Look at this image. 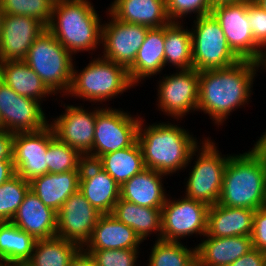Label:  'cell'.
<instances>
[{
  "instance_id": "obj_41",
  "label": "cell",
  "mask_w": 266,
  "mask_h": 266,
  "mask_svg": "<svg viewBox=\"0 0 266 266\" xmlns=\"http://www.w3.org/2000/svg\"><path fill=\"white\" fill-rule=\"evenodd\" d=\"M251 240L253 248L266 253V206L255 210Z\"/></svg>"
},
{
  "instance_id": "obj_3",
  "label": "cell",
  "mask_w": 266,
  "mask_h": 266,
  "mask_svg": "<svg viewBox=\"0 0 266 266\" xmlns=\"http://www.w3.org/2000/svg\"><path fill=\"white\" fill-rule=\"evenodd\" d=\"M218 204L252 210L266 206V161L253 148L229 156Z\"/></svg>"
},
{
  "instance_id": "obj_42",
  "label": "cell",
  "mask_w": 266,
  "mask_h": 266,
  "mask_svg": "<svg viewBox=\"0 0 266 266\" xmlns=\"http://www.w3.org/2000/svg\"><path fill=\"white\" fill-rule=\"evenodd\" d=\"M229 266H264V253L253 248Z\"/></svg>"
},
{
  "instance_id": "obj_1",
  "label": "cell",
  "mask_w": 266,
  "mask_h": 266,
  "mask_svg": "<svg viewBox=\"0 0 266 266\" xmlns=\"http://www.w3.org/2000/svg\"><path fill=\"white\" fill-rule=\"evenodd\" d=\"M260 66L253 60H240L227 68L199 71L197 109L208 113L218 126L222 125L232 111L249 102L253 79Z\"/></svg>"
},
{
  "instance_id": "obj_24",
  "label": "cell",
  "mask_w": 266,
  "mask_h": 266,
  "mask_svg": "<svg viewBox=\"0 0 266 266\" xmlns=\"http://www.w3.org/2000/svg\"><path fill=\"white\" fill-rule=\"evenodd\" d=\"M108 10L119 21L150 28L163 27L171 22L165 0H114Z\"/></svg>"
},
{
  "instance_id": "obj_50",
  "label": "cell",
  "mask_w": 266,
  "mask_h": 266,
  "mask_svg": "<svg viewBox=\"0 0 266 266\" xmlns=\"http://www.w3.org/2000/svg\"><path fill=\"white\" fill-rule=\"evenodd\" d=\"M4 128H3V120H2V116L0 114V132L3 131Z\"/></svg>"
},
{
  "instance_id": "obj_53",
  "label": "cell",
  "mask_w": 266,
  "mask_h": 266,
  "mask_svg": "<svg viewBox=\"0 0 266 266\" xmlns=\"http://www.w3.org/2000/svg\"><path fill=\"white\" fill-rule=\"evenodd\" d=\"M264 266H266V253H264Z\"/></svg>"
},
{
  "instance_id": "obj_8",
  "label": "cell",
  "mask_w": 266,
  "mask_h": 266,
  "mask_svg": "<svg viewBox=\"0 0 266 266\" xmlns=\"http://www.w3.org/2000/svg\"><path fill=\"white\" fill-rule=\"evenodd\" d=\"M200 151L189 173L184 197L213 206L220 198L223 174L229 156L223 157L209 138L202 141Z\"/></svg>"
},
{
  "instance_id": "obj_37",
  "label": "cell",
  "mask_w": 266,
  "mask_h": 266,
  "mask_svg": "<svg viewBox=\"0 0 266 266\" xmlns=\"http://www.w3.org/2000/svg\"><path fill=\"white\" fill-rule=\"evenodd\" d=\"M55 0H0L4 14L33 17L48 26Z\"/></svg>"
},
{
  "instance_id": "obj_51",
  "label": "cell",
  "mask_w": 266,
  "mask_h": 266,
  "mask_svg": "<svg viewBox=\"0 0 266 266\" xmlns=\"http://www.w3.org/2000/svg\"><path fill=\"white\" fill-rule=\"evenodd\" d=\"M0 266H15V265L8 264V263H5V262H0Z\"/></svg>"
},
{
  "instance_id": "obj_35",
  "label": "cell",
  "mask_w": 266,
  "mask_h": 266,
  "mask_svg": "<svg viewBox=\"0 0 266 266\" xmlns=\"http://www.w3.org/2000/svg\"><path fill=\"white\" fill-rule=\"evenodd\" d=\"M48 173L81 170L85 157L76 149L54 137L47 148Z\"/></svg>"
},
{
  "instance_id": "obj_5",
  "label": "cell",
  "mask_w": 266,
  "mask_h": 266,
  "mask_svg": "<svg viewBox=\"0 0 266 266\" xmlns=\"http://www.w3.org/2000/svg\"><path fill=\"white\" fill-rule=\"evenodd\" d=\"M73 67L68 95L84 98L90 102H104L115 98L134 85L128 69L102 57L94 58L78 73Z\"/></svg>"
},
{
  "instance_id": "obj_20",
  "label": "cell",
  "mask_w": 266,
  "mask_h": 266,
  "mask_svg": "<svg viewBox=\"0 0 266 266\" xmlns=\"http://www.w3.org/2000/svg\"><path fill=\"white\" fill-rule=\"evenodd\" d=\"M11 222L36 240L56 236L57 212L43 204L30 189Z\"/></svg>"
},
{
  "instance_id": "obj_43",
  "label": "cell",
  "mask_w": 266,
  "mask_h": 266,
  "mask_svg": "<svg viewBox=\"0 0 266 266\" xmlns=\"http://www.w3.org/2000/svg\"><path fill=\"white\" fill-rule=\"evenodd\" d=\"M13 136L8 131L0 132V160H13Z\"/></svg>"
},
{
  "instance_id": "obj_23",
  "label": "cell",
  "mask_w": 266,
  "mask_h": 266,
  "mask_svg": "<svg viewBox=\"0 0 266 266\" xmlns=\"http://www.w3.org/2000/svg\"><path fill=\"white\" fill-rule=\"evenodd\" d=\"M164 176L145 168L120 186V198L142 207L162 208L167 200L162 183Z\"/></svg>"
},
{
  "instance_id": "obj_38",
  "label": "cell",
  "mask_w": 266,
  "mask_h": 266,
  "mask_svg": "<svg viewBox=\"0 0 266 266\" xmlns=\"http://www.w3.org/2000/svg\"><path fill=\"white\" fill-rule=\"evenodd\" d=\"M97 266H136L138 248L131 249H85Z\"/></svg>"
},
{
  "instance_id": "obj_39",
  "label": "cell",
  "mask_w": 266,
  "mask_h": 266,
  "mask_svg": "<svg viewBox=\"0 0 266 266\" xmlns=\"http://www.w3.org/2000/svg\"><path fill=\"white\" fill-rule=\"evenodd\" d=\"M168 18L171 22H178L188 14H197L195 17L211 14V0H165ZM179 19V20H178Z\"/></svg>"
},
{
  "instance_id": "obj_25",
  "label": "cell",
  "mask_w": 266,
  "mask_h": 266,
  "mask_svg": "<svg viewBox=\"0 0 266 266\" xmlns=\"http://www.w3.org/2000/svg\"><path fill=\"white\" fill-rule=\"evenodd\" d=\"M81 170L47 173L29 182L33 191L47 207L58 212L63 203L79 190Z\"/></svg>"
},
{
  "instance_id": "obj_48",
  "label": "cell",
  "mask_w": 266,
  "mask_h": 266,
  "mask_svg": "<svg viewBox=\"0 0 266 266\" xmlns=\"http://www.w3.org/2000/svg\"><path fill=\"white\" fill-rule=\"evenodd\" d=\"M266 12V0H254Z\"/></svg>"
},
{
  "instance_id": "obj_29",
  "label": "cell",
  "mask_w": 266,
  "mask_h": 266,
  "mask_svg": "<svg viewBox=\"0 0 266 266\" xmlns=\"http://www.w3.org/2000/svg\"><path fill=\"white\" fill-rule=\"evenodd\" d=\"M0 80L17 94L40 102L53 94L24 60L0 62Z\"/></svg>"
},
{
  "instance_id": "obj_40",
  "label": "cell",
  "mask_w": 266,
  "mask_h": 266,
  "mask_svg": "<svg viewBox=\"0 0 266 266\" xmlns=\"http://www.w3.org/2000/svg\"><path fill=\"white\" fill-rule=\"evenodd\" d=\"M247 16L254 41L266 52V12L254 0H247Z\"/></svg>"
},
{
  "instance_id": "obj_16",
  "label": "cell",
  "mask_w": 266,
  "mask_h": 266,
  "mask_svg": "<svg viewBox=\"0 0 266 266\" xmlns=\"http://www.w3.org/2000/svg\"><path fill=\"white\" fill-rule=\"evenodd\" d=\"M101 215L102 213L93 207L78 190L57 212L56 236L83 248Z\"/></svg>"
},
{
  "instance_id": "obj_9",
  "label": "cell",
  "mask_w": 266,
  "mask_h": 266,
  "mask_svg": "<svg viewBox=\"0 0 266 266\" xmlns=\"http://www.w3.org/2000/svg\"><path fill=\"white\" fill-rule=\"evenodd\" d=\"M141 118L113 109H97L92 150L86 160L95 162L100 156L132 146L137 141Z\"/></svg>"
},
{
  "instance_id": "obj_13",
  "label": "cell",
  "mask_w": 266,
  "mask_h": 266,
  "mask_svg": "<svg viewBox=\"0 0 266 266\" xmlns=\"http://www.w3.org/2000/svg\"><path fill=\"white\" fill-rule=\"evenodd\" d=\"M55 137L50 125L35 132H19L13 136V166L17 175L30 182L48 173L47 148Z\"/></svg>"
},
{
  "instance_id": "obj_12",
  "label": "cell",
  "mask_w": 266,
  "mask_h": 266,
  "mask_svg": "<svg viewBox=\"0 0 266 266\" xmlns=\"http://www.w3.org/2000/svg\"><path fill=\"white\" fill-rule=\"evenodd\" d=\"M158 107L167 116L179 118L197 111L199 99V71L194 68L180 70L159 81Z\"/></svg>"
},
{
  "instance_id": "obj_28",
  "label": "cell",
  "mask_w": 266,
  "mask_h": 266,
  "mask_svg": "<svg viewBox=\"0 0 266 266\" xmlns=\"http://www.w3.org/2000/svg\"><path fill=\"white\" fill-rule=\"evenodd\" d=\"M111 215L132 228L142 242L152 232L157 233V231L159 232L157 238L161 240V208L142 207L119 198Z\"/></svg>"
},
{
  "instance_id": "obj_11",
  "label": "cell",
  "mask_w": 266,
  "mask_h": 266,
  "mask_svg": "<svg viewBox=\"0 0 266 266\" xmlns=\"http://www.w3.org/2000/svg\"><path fill=\"white\" fill-rule=\"evenodd\" d=\"M209 206L189 198L170 200L161 208V240L179 242L192 234L205 235Z\"/></svg>"
},
{
  "instance_id": "obj_15",
  "label": "cell",
  "mask_w": 266,
  "mask_h": 266,
  "mask_svg": "<svg viewBox=\"0 0 266 266\" xmlns=\"http://www.w3.org/2000/svg\"><path fill=\"white\" fill-rule=\"evenodd\" d=\"M108 15L112 19L102 25V58L128 69L134 63L150 27L119 21L110 13Z\"/></svg>"
},
{
  "instance_id": "obj_30",
  "label": "cell",
  "mask_w": 266,
  "mask_h": 266,
  "mask_svg": "<svg viewBox=\"0 0 266 266\" xmlns=\"http://www.w3.org/2000/svg\"><path fill=\"white\" fill-rule=\"evenodd\" d=\"M95 163L105 170L119 186L146 168L137 141L130 147L100 156Z\"/></svg>"
},
{
  "instance_id": "obj_19",
  "label": "cell",
  "mask_w": 266,
  "mask_h": 266,
  "mask_svg": "<svg viewBox=\"0 0 266 266\" xmlns=\"http://www.w3.org/2000/svg\"><path fill=\"white\" fill-rule=\"evenodd\" d=\"M79 191L102 214H111L120 198L119 184L99 165L85 160L81 167Z\"/></svg>"
},
{
  "instance_id": "obj_34",
  "label": "cell",
  "mask_w": 266,
  "mask_h": 266,
  "mask_svg": "<svg viewBox=\"0 0 266 266\" xmlns=\"http://www.w3.org/2000/svg\"><path fill=\"white\" fill-rule=\"evenodd\" d=\"M196 262V246L191 250L182 245V242L157 239L147 266H193Z\"/></svg>"
},
{
  "instance_id": "obj_46",
  "label": "cell",
  "mask_w": 266,
  "mask_h": 266,
  "mask_svg": "<svg viewBox=\"0 0 266 266\" xmlns=\"http://www.w3.org/2000/svg\"><path fill=\"white\" fill-rule=\"evenodd\" d=\"M253 149L266 161V132L254 144Z\"/></svg>"
},
{
  "instance_id": "obj_44",
  "label": "cell",
  "mask_w": 266,
  "mask_h": 266,
  "mask_svg": "<svg viewBox=\"0 0 266 266\" xmlns=\"http://www.w3.org/2000/svg\"><path fill=\"white\" fill-rule=\"evenodd\" d=\"M16 174L13 160H0V185Z\"/></svg>"
},
{
  "instance_id": "obj_54",
  "label": "cell",
  "mask_w": 266,
  "mask_h": 266,
  "mask_svg": "<svg viewBox=\"0 0 266 266\" xmlns=\"http://www.w3.org/2000/svg\"><path fill=\"white\" fill-rule=\"evenodd\" d=\"M193 266H200L197 262Z\"/></svg>"
},
{
  "instance_id": "obj_7",
  "label": "cell",
  "mask_w": 266,
  "mask_h": 266,
  "mask_svg": "<svg viewBox=\"0 0 266 266\" xmlns=\"http://www.w3.org/2000/svg\"><path fill=\"white\" fill-rule=\"evenodd\" d=\"M195 20L191 30L195 70L227 68L241 60L229 47L219 22L212 14Z\"/></svg>"
},
{
  "instance_id": "obj_31",
  "label": "cell",
  "mask_w": 266,
  "mask_h": 266,
  "mask_svg": "<svg viewBox=\"0 0 266 266\" xmlns=\"http://www.w3.org/2000/svg\"><path fill=\"white\" fill-rule=\"evenodd\" d=\"M36 239L10 222L0 223V262L24 265L34 250Z\"/></svg>"
},
{
  "instance_id": "obj_36",
  "label": "cell",
  "mask_w": 266,
  "mask_h": 266,
  "mask_svg": "<svg viewBox=\"0 0 266 266\" xmlns=\"http://www.w3.org/2000/svg\"><path fill=\"white\" fill-rule=\"evenodd\" d=\"M30 189L28 181L15 174L0 185V221L10 222Z\"/></svg>"
},
{
  "instance_id": "obj_45",
  "label": "cell",
  "mask_w": 266,
  "mask_h": 266,
  "mask_svg": "<svg viewBox=\"0 0 266 266\" xmlns=\"http://www.w3.org/2000/svg\"><path fill=\"white\" fill-rule=\"evenodd\" d=\"M68 266H97V265L94 262V260L90 257V255L86 253L83 249H81L71 260Z\"/></svg>"
},
{
  "instance_id": "obj_21",
  "label": "cell",
  "mask_w": 266,
  "mask_h": 266,
  "mask_svg": "<svg viewBox=\"0 0 266 266\" xmlns=\"http://www.w3.org/2000/svg\"><path fill=\"white\" fill-rule=\"evenodd\" d=\"M206 237L196 246L200 266H229L253 249L251 236Z\"/></svg>"
},
{
  "instance_id": "obj_47",
  "label": "cell",
  "mask_w": 266,
  "mask_h": 266,
  "mask_svg": "<svg viewBox=\"0 0 266 266\" xmlns=\"http://www.w3.org/2000/svg\"><path fill=\"white\" fill-rule=\"evenodd\" d=\"M246 0H211L212 8L218 5H225V4H237L244 2Z\"/></svg>"
},
{
  "instance_id": "obj_27",
  "label": "cell",
  "mask_w": 266,
  "mask_h": 266,
  "mask_svg": "<svg viewBox=\"0 0 266 266\" xmlns=\"http://www.w3.org/2000/svg\"><path fill=\"white\" fill-rule=\"evenodd\" d=\"M165 26L150 28L142 46L139 48L134 63L128 68L131 82L158 74L165 67L164 60Z\"/></svg>"
},
{
  "instance_id": "obj_49",
  "label": "cell",
  "mask_w": 266,
  "mask_h": 266,
  "mask_svg": "<svg viewBox=\"0 0 266 266\" xmlns=\"http://www.w3.org/2000/svg\"><path fill=\"white\" fill-rule=\"evenodd\" d=\"M3 16H4V10L2 9V5L0 4V35H1V29H2V23H3Z\"/></svg>"
},
{
  "instance_id": "obj_17",
  "label": "cell",
  "mask_w": 266,
  "mask_h": 266,
  "mask_svg": "<svg viewBox=\"0 0 266 266\" xmlns=\"http://www.w3.org/2000/svg\"><path fill=\"white\" fill-rule=\"evenodd\" d=\"M89 111L81 106L67 105L65 113L49 124L55 137L84 157L92 150L97 109Z\"/></svg>"
},
{
  "instance_id": "obj_6",
  "label": "cell",
  "mask_w": 266,
  "mask_h": 266,
  "mask_svg": "<svg viewBox=\"0 0 266 266\" xmlns=\"http://www.w3.org/2000/svg\"><path fill=\"white\" fill-rule=\"evenodd\" d=\"M72 56L46 29L34 40L24 61L41 78L53 95L58 92L67 95L74 67Z\"/></svg>"
},
{
  "instance_id": "obj_32",
  "label": "cell",
  "mask_w": 266,
  "mask_h": 266,
  "mask_svg": "<svg viewBox=\"0 0 266 266\" xmlns=\"http://www.w3.org/2000/svg\"><path fill=\"white\" fill-rule=\"evenodd\" d=\"M82 248L58 236L37 240L26 266H68Z\"/></svg>"
},
{
  "instance_id": "obj_4",
  "label": "cell",
  "mask_w": 266,
  "mask_h": 266,
  "mask_svg": "<svg viewBox=\"0 0 266 266\" xmlns=\"http://www.w3.org/2000/svg\"><path fill=\"white\" fill-rule=\"evenodd\" d=\"M88 0H57L47 29L71 53L101 44L102 23Z\"/></svg>"
},
{
  "instance_id": "obj_18",
  "label": "cell",
  "mask_w": 266,
  "mask_h": 266,
  "mask_svg": "<svg viewBox=\"0 0 266 266\" xmlns=\"http://www.w3.org/2000/svg\"><path fill=\"white\" fill-rule=\"evenodd\" d=\"M47 29L39 20L4 14L0 35V62L24 60L34 40Z\"/></svg>"
},
{
  "instance_id": "obj_33",
  "label": "cell",
  "mask_w": 266,
  "mask_h": 266,
  "mask_svg": "<svg viewBox=\"0 0 266 266\" xmlns=\"http://www.w3.org/2000/svg\"><path fill=\"white\" fill-rule=\"evenodd\" d=\"M164 60L179 70L193 68L191 31L181 22H170L165 26Z\"/></svg>"
},
{
  "instance_id": "obj_2",
  "label": "cell",
  "mask_w": 266,
  "mask_h": 266,
  "mask_svg": "<svg viewBox=\"0 0 266 266\" xmlns=\"http://www.w3.org/2000/svg\"><path fill=\"white\" fill-rule=\"evenodd\" d=\"M141 118L137 142L147 169L171 175L188 166L198 152L197 139L184 128L171 123H158L143 129Z\"/></svg>"
},
{
  "instance_id": "obj_10",
  "label": "cell",
  "mask_w": 266,
  "mask_h": 266,
  "mask_svg": "<svg viewBox=\"0 0 266 266\" xmlns=\"http://www.w3.org/2000/svg\"><path fill=\"white\" fill-rule=\"evenodd\" d=\"M211 14L219 22L229 47L241 60L262 63L265 50L253 39L247 16V0L237 4L215 6Z\"/></svg>"
},
{
  "instance_id": "obj_22",
  "label": "cell",
  "mask_w": 266,
  "mask_h": 266,
  "mask_svg": "<svg viewBox=\"0 0 266 266\" xmlns=\"http://www.w3.org/2000/svg\"><path fill=\"white\" fill-rule=\"evenodd\" d=\"M254 213L255 210L249 208H233L218 203L209 206L204 236H251Z\"/></svg>"
},
{
  "instance_id": "obj_52",
  "label": "cell",
  "mask_w": 266,
  "mask_h": 266,
  "mask_svg": "<svg viewBox=\"0 0 266 266\" xmlns=\"http://www.w3.org/2000/svg\"><path fill=\"white\" fill-rule=\"evenodd\" d=\"M263 66H265V68H266V52H265V56H264V59H263V61H262V63H261Z\"/></svg>"
},
{
  "instance_id": "obj_26",
  "label": "cell",
  "mask_w": 266,
  "mask_h": 266,
  "mask_svg": "<svg viewBox=\"0 0 266 266\" xmlns=\"http://www.w3.org/2000/svg\"><path fill=\"white\" fill-rule=\"evenodd\" d=\"M142 243L134 230L118 221L111 214H102L87 243L86 249H131L139 248Z\"/></svg>"
},
{
  "instance_id": "obj_14",
  "label": "cell",
  "mask_w": 266,
  "mask_h": 266,
  "mask_svg": "<svg viewBox=\"0 0 266 266\" xmlns=\"http://www.w3.org/2000/svg\"><path fill=\"white\" fill-rule=\"evenodd\" d=\"M0 114L4 131L10 133L35 132L49 125L40 101L17 94L2 80Z\"/></svg>"
}]
</instances>
